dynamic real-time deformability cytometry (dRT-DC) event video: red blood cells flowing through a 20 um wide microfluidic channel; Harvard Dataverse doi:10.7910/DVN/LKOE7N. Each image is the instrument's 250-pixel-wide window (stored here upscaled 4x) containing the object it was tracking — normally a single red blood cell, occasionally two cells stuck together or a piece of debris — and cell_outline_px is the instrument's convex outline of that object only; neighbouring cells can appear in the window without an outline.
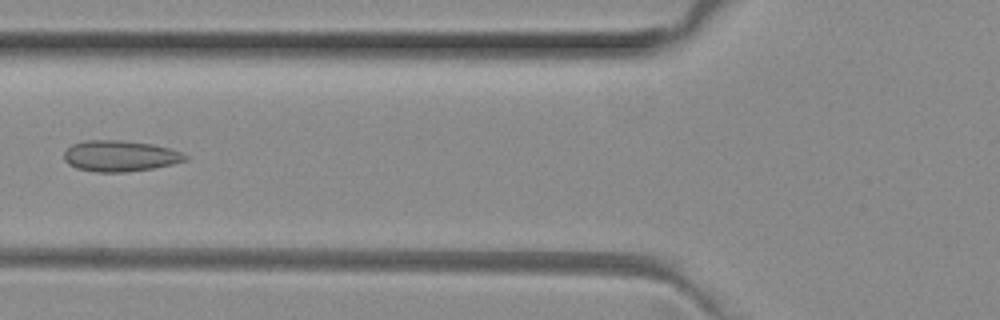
{"species": "common noctule bat (a hibernating species)", "species_latin": "Nyctalus noctula", "temperature_condition": "room temperature", "stored_images_in_passage": 8, "camera_frame_rate_fps": 3000, "um_per_image_px": 0.085, "animal": {"sex": "female", "body_mass_g": 29.2, "forearm_length_mm": 56.3}, "frame": {"image": 1, "passage_image": 7, "time_ms": 2.0, "image_size_px": [1000, 320], "cell_outline_px": [[188, 160], [172, 164], [152, 168], [128, 172], [96, 172], [76, 168], [68, 164], [64, 160], [64, 152], [72, 144], [84, 140], [124, 140], [152, 144], [168, 148], [180, 152], [188, 156]], "centroid_in_image_um": [10.18, 13.26], "position_along_channel_um": 115.6, "area_um2": 21.96}}
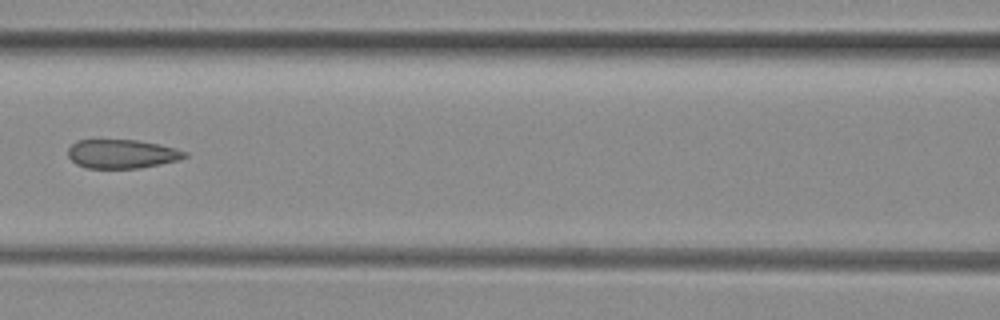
{"frame": {"image": 2, "passage_image": 8, "time_ms": 2.333, "image_size_px": [1000, 320], "cell_outline_px": [[188, 156], [180, 160], [140, 168], [84, 168], [76, 164], [68, 156], [68, 148], [76, 140], [136, 140], [160, 144], [176, 148], [188, 152]], "centroid_in_image_um": [10.38, 13.08], "position_along_channel_um": 156.2, "area_um2": 19.83}}